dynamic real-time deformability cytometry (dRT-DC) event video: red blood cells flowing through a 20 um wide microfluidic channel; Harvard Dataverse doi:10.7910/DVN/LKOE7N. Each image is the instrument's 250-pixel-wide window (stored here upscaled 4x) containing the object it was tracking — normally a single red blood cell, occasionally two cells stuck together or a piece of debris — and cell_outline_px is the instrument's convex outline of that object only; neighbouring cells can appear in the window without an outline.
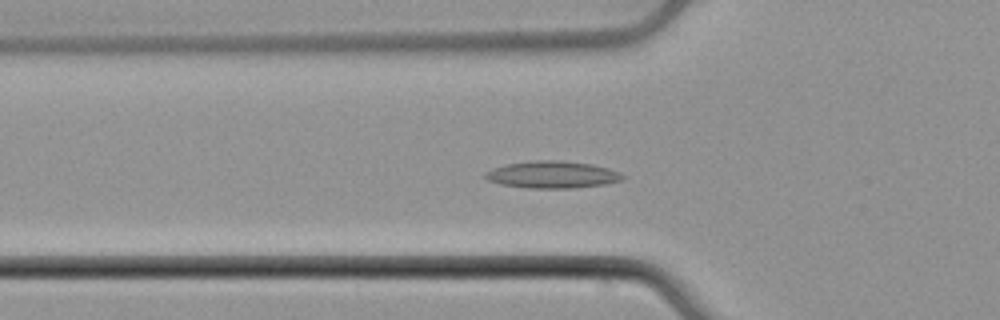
{"species": "common noctule bat (a hibernating species)", "species_latin": "Nyctalus noctula", "temperature_condition": "cold", "stored_images_in_passage": 48, "camera_frame_rate_fps": 3000, "um_per_image_px": 0.085, "animal": {"sex": "male", "body_mass_g": 21.5, "forearm_length_mm": 52.0}, "frame": {"image": 1, "passage_image": 19, "time_ms": 6.0, "image_size_px": [1000, 320], "cell_outline_px": [[628, 176], [624, 180], [604, 184], [572, 188], [528, 188], [500, 184], [484, 180], [484, 172], [492, 168], [504, 164], [532, 160], [560, 160], [592, 164], [608, 168], [620, 172]], "centroid_in_image_um": [46.93, 14.84], "position_along_channel_um": 78.9, "area_um2": 22.08}}
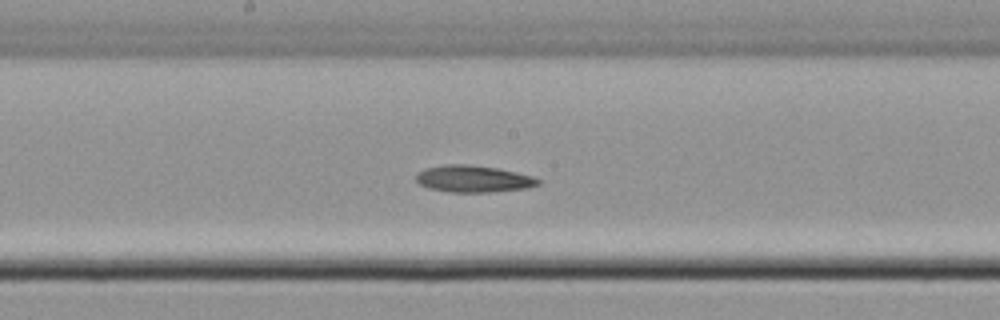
{"frame": {"image": 2, "passage_image": 29, "time_ms": 9.333, "image_size_px": [1000, 320], "cell_outline_px": [[540, 184], [528, 188], [492, 192], [452, 192], [428, 188], [420, 184], [416, 180], [416, 176], [424, 168], [448, 164], [464, 164], [496, 168], [516, 172], [532, 176], [540, 180]], "centroid_in_image_um": [40.25, 15.21], "position_along_channel_um": 208.0, "area_um2": 18.96}}
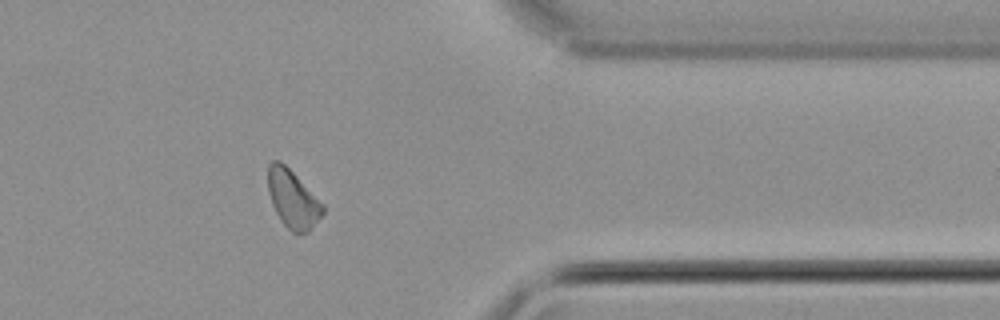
{"frame": {"image": 3, "passage_image": 44, "time_ms": 14.333, "image_size_px": [1000, 320], "cell_outline_px": [[324, 212], [312, 228], [308, 232], [292, 232], [280, 220], [272, 204], [268, 192], [268, 164], [272, 160], [280, 160], [324, 204]], "centroid_in_image_um": [24.88, 16.91], "position_along_channel_um": 386.5, "area_um2": 18.32}, "authors_computed_cell_mechanics": {"area_um2": 19.3341, "velocity_mm_per_s": 3.8854, "shape_relaxation_time_tau1_ms": 6.5381, "shape_relaxation_time_tau2_ms": 9.1655, "deformation_change_tau1": 0.1007, "deformation_change_tau2": 0.1316}}